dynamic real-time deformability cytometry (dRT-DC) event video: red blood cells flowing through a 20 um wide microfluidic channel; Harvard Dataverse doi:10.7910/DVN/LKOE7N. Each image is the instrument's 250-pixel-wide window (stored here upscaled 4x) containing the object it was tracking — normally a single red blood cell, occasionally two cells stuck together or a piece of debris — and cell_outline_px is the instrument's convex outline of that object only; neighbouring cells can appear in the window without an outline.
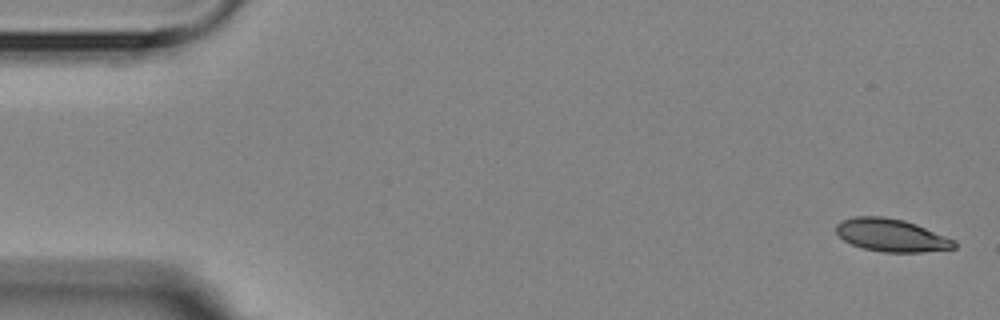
{"species": "Egyptian fruit bat (a non-hibernating species)", "species_latin": "Rousettus aegyptiacus", "temperature_condition": "room temperature", "stored_images_in_passage": 5, "camera_frame_rate_fps": 3000, "um_per_image_px": 0.085, "animal": {"sex": "female"}, "frame": {"image": 1, "passage_image": 1, "time_ms": 0.0, "image_size_px": [1000, 320], "cell_outline_px": [[956, 248], [924, 252], [884, 252], [860, 248], [844, 240], [836, 232], [836, 224], [840, 220], [856, 216], [884, 216], [904, 220], [916, 224], [956, 240]], "centroid_in_image_um": [75.76, 19.99], "position_along_channel_um": 9.2, "area_um2": 22.72}}
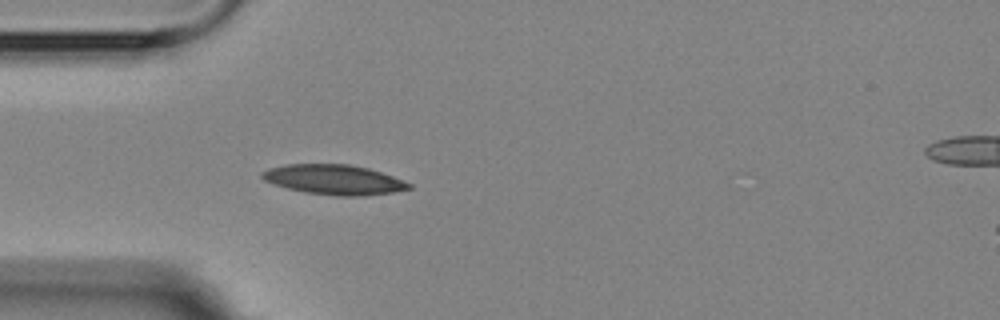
{"frame": {"image": 2, "passage_image": 5, "time_ms": 4.667, "image_size_px": [1000, 320], "cell_outline_px": [[412, 188], [392, 192], [364, 196], [336, 196], [304, 192], [288, 188], [264, 180], [260, 176], [260, 172], [268, 168], [284, 164], [348, 164], [368, 168], [392, 176], [412, 184]], "centroid_in_image_um": [28.36, 15.27], "position_along_channel_um": 56.6, "area_um2": 25.55}}